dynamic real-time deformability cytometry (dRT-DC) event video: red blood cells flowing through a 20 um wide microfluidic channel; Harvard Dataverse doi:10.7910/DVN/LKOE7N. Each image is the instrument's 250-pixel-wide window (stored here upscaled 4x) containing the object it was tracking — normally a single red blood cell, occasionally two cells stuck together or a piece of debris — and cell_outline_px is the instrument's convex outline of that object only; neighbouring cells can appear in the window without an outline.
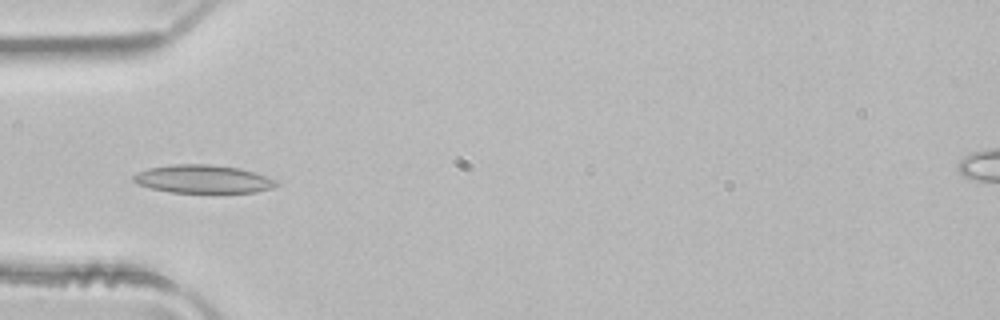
{"species": "common noctule bat (a hibernating species)", "species_latin": "Nyctalus noctula", "temperature_condition": "room temperature", "stored_images_in_passage": 3, "camera_frame_rate_fps": 3000, "um_per_image_px": 0.085, "animal": {"sex": "male", "body_mass_g": 21.5, "forearm_length_mm": 52.0}, "frame": {"image": 1, "passage_image": 3, "time_ms": 0.667, "image_size_px": [1000, 320], "cell_outline_px": [[280, 184], [272, 188], [256, 192], [168, 192], [136, 184], [132, 180], [132, 176], [148, 168], [172, 164], [208, 164], [240, 168], [276, 180]], "centroid_in_image_um": [17.23, 15.22], "position_along_channel_um": 67.8, "area_um2": 23.29}}